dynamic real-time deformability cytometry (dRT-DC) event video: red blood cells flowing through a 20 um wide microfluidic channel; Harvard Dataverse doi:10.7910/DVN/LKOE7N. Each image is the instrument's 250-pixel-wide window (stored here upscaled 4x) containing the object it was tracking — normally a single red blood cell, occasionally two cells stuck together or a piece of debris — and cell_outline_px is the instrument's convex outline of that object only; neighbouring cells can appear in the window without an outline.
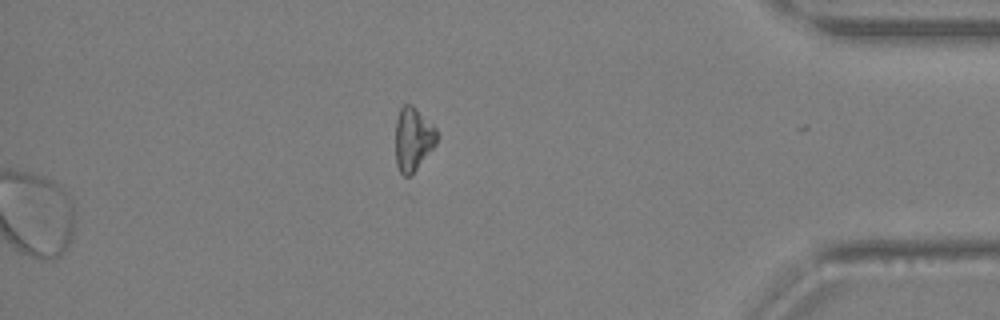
{"species": "Egyptian fruit bat (a non-hibernating species)", "species_latin": "Rousettus aegyptiacus", "temperature_condition": "warm", "stored_images_in_passage": 36, "segment_of_instrument_passage": [2, 2], "camera_frame_rate_fps": 3000, "um_per_image_px": 0.085, "animal": {"sex": "female"}, "frame": {"image": 1, "passage_image": 36, "time_ms": 11.667, "image_size_px": [1000, 320], "cell_outline_px": [[436, 144], [412, 176], [404, 176], [400, 172], [396, 164], [396, 120], [400, 108], [404, 104], [412, 104], [436, 128]], "centroid_in_image_um": [35.1, 11.84], "position_along_channel_um": 400.1, "area_um2": 15.32}}